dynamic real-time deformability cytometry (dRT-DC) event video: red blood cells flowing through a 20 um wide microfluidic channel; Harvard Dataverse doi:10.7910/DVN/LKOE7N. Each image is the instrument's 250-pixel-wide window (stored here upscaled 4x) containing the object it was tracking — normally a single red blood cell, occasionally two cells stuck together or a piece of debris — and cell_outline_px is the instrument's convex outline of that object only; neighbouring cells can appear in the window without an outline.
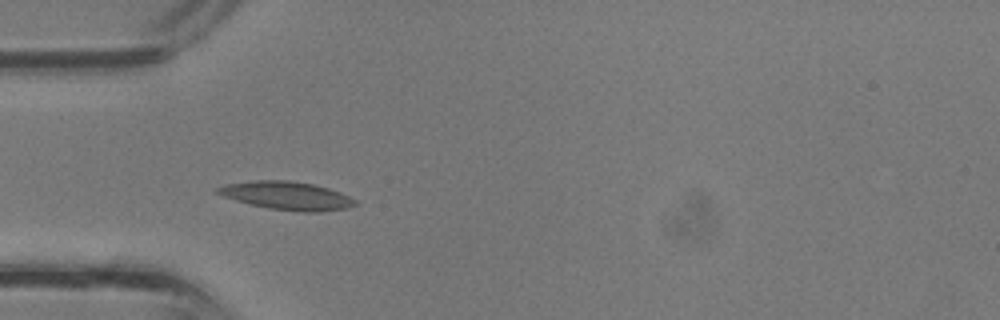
{"species": "common noctule bat (a hibernating species)", "species_latin": "Nyctalus noctula", "temperature_condition": "room temperature", "stored_images_in_passage": 27, "camera_frame_rate_fps": 3000, "um_per_image_px": 0.085, "animal": {"sex": "male", "body_mass_g": 13.3}, "frame": {"image": 1, "passage_image": 1, "time_ms": 0.0, "image_size_px": [1000, 320], "cell_outline_px": [[356, 204], [348, 208], [320, 212], [304, 212], [268, 208], [236, 200], [224, 196], [216, 192], [216, 188], [228, 184], [256, 180], [288, 180], [312, 184], [328, 188], [340, 192], [356, 200]], "centroid_in_image_um": [24.42, 16.63], "position_along_channel_um": 60.6, "area_um2": 22.31}}
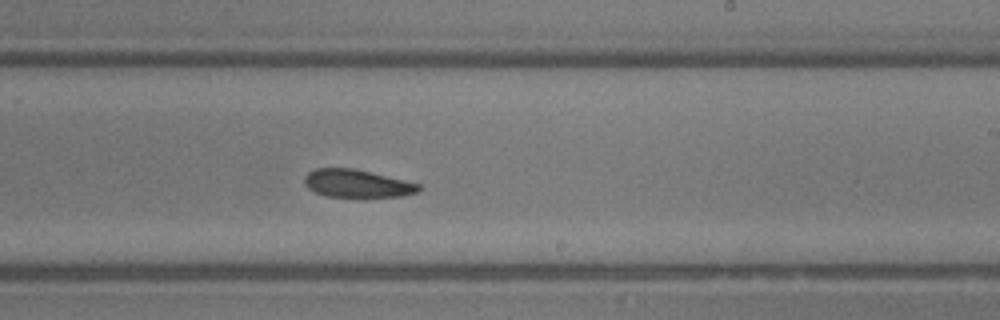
{"frame": {"image": 2, "passage_image": 12, "time_ms": 3.667, "image_size_px": [1000, 320], "cell_outline_px": [[424, 188], [420, 192], [404, 196], [324, 196], [308, 188], [304, 184], [304, 176], [308, 172], [316, 168], [352, 168], [404, 180], [420, 184]], "centroid_in_image_um": [30.36, 15.59], "position_along_channel_um": 258.6, "area_um2": 18.44}}
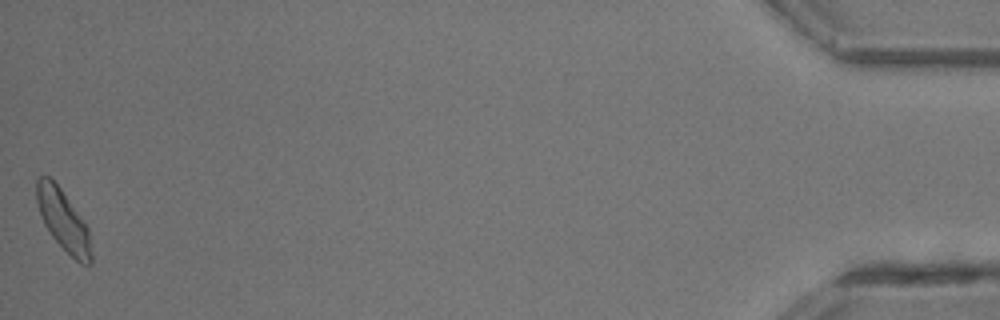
{"frame": {"image": 3, "passage_image": 27, "time_ms": 8.667, "image_size_px": [1000, 320], "cell_outline_px": [[92, 264], [80, 264], [52, 236], [44, 224], [36, 200], [36, 176], [48, 176], [60, 188], [88, 228], [92, 252]], "centroid_in_image_um": [5.37, 18.73], "position_along_channel_um": 429.8, "area_um2": 18.96}}